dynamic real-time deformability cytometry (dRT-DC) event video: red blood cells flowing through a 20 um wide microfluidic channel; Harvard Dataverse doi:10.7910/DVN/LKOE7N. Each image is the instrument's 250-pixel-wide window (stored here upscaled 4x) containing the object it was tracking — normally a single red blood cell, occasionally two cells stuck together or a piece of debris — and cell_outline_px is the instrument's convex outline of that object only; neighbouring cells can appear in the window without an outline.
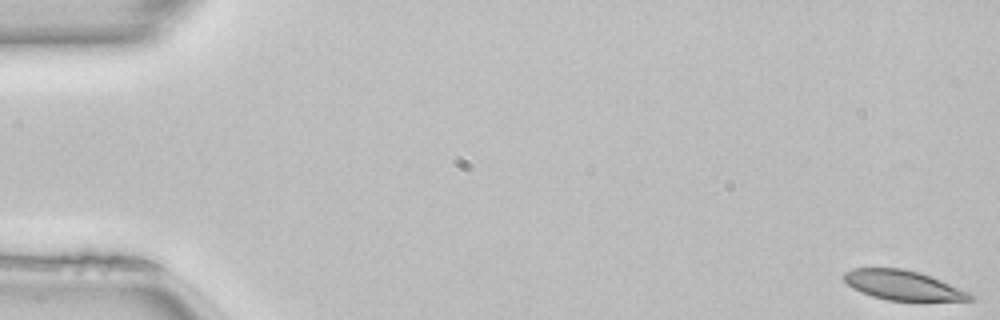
{"species": "common noctule bat (a hibernating species)", "species_latin": "Nyctalus noctula", "temperature_condition": "room temperature", "stored_images_in_passage": 51, "camera_frame_rate_fps": 3000, "um_per_image_px": 0.085, "animal": {"sex": "female", "body_mass_g": 22.7, "forearm_length_mm": 54.2}, "frame": {"image": 1, "passage_image": 1, "time_ms": 0.0, "image_size_px": [1000, 320], "cell_outline_px": [[976, 300], [888, 300], [872, 296], [852, 288], [840, 276], [844, 272], [852, 268], [900, 268], [920, 272], [972, 292], [976, 296]], "centroid_in_image_um": [76.77, 24.23], "position_along_channel_um": 8.2, "area_um2": 21.91}}
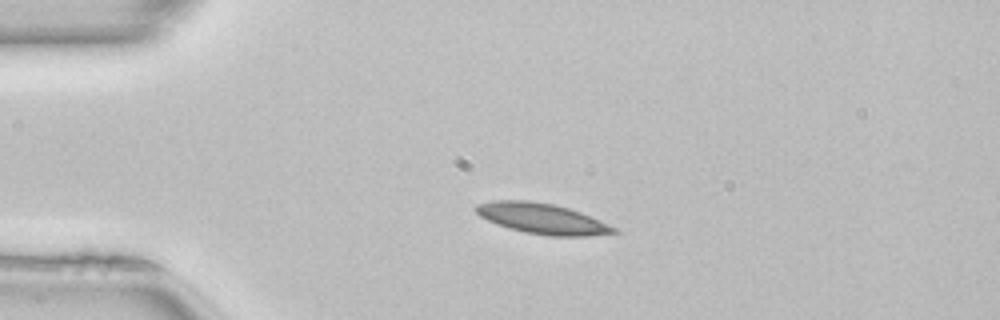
{"frame": {"image": 2, "passage_image": 12, "time_ms": 3.667, "image_size_px": [1000, 320], "cell_outline_px": [[620, 232], [588, 236], [548, 236], [524, 232], [508, 228], [496, 224], [480, 216], [472, 208], [476, 204], [492, 200], [528, 200], [552, 204], [568, 208], [580, 212], [616, 228]], "centroid_in_image_um": [46.03, 18.58], "position_along_channel_um": 39.0, "area_um2": 24.51}}
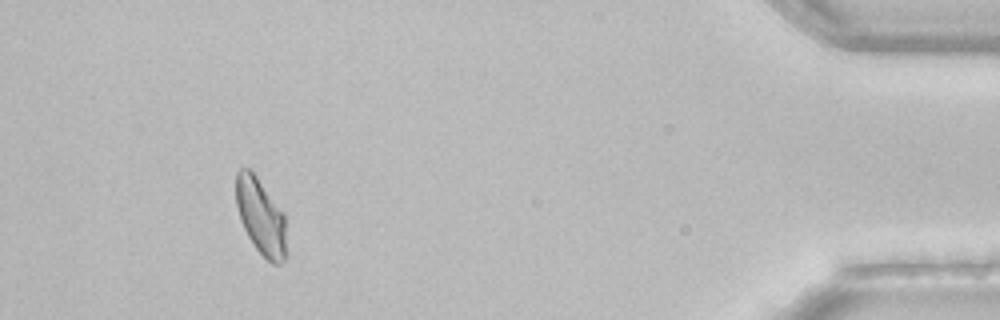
{"frame": {"image": 3, "passage_image": 47, "time_ms": 15.333, "image_size_px": [1000, 320], "cell_outline_px": [[284, 260], [280, 264], [272, 264], [256, 248], [248, 236], [240, 220], [236, 204], [236, 172], [240, 168], [248, 168], [256, 176], [284, 212]], "centroid_in_image_um": [22.13, 18.37], "position_along_channel_um": 413.1, "area_um2": 21.91}, "authors_computed_cell_mechanics": {"area_um2": 23.0044, "velocity_mm_per_s": 4.0524, "shape_relaxation_time_tau1_ms": null, "shape_relaxation_time_tau2_ms": 3.9338, "deformation_change_tau1": null, "deformation_change_tau2": 0.0969}}